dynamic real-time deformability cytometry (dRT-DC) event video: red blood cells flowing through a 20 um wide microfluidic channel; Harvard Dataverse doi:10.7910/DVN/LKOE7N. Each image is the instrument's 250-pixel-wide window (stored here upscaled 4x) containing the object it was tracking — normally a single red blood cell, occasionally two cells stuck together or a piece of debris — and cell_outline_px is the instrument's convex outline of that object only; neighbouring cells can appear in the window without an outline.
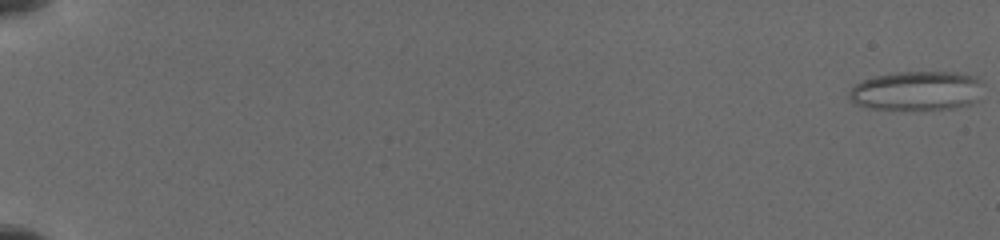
{"species": "common noctule bat (a hibernating species)", "species_latin": "Nyctalus noctula", "temperature_condition": "cold", "stored_images_in_passage": 31, "camera_frame_rate_fps": 3000, "um_per_image_px": 0.085, "animal": {"sex": "female", "body_mass_g": 19.5, "forearm_length_mm": 54.1}, "frame": {"image": 1, "passage_image": 1, "time_ms": 0.0, "image_size_px": [1000, 240], "cell_outline_px": [[980, 100], [972, 104], [956, 108], [872, 108], [856, 104], [848, 96], [848, 92], [856, 84], [864, 80], [876, 76], [900, 72], [956, 72], [976, 76], [980, 80]], "centroid_in_image_um": [77.98, 7.7], "position_along_channel_um": 7.0, "area_um2": 30.23}}
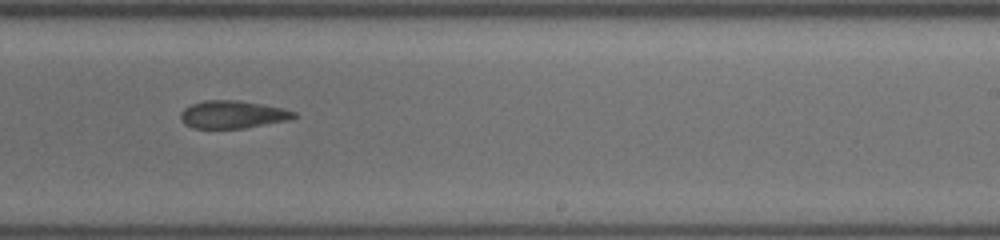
{"frame": {"image": 2, "passage_image": 23, "time_ms": 12.0, "image_size_px": [1000, 240], "cell_outline_px": [[296, 116], [288, 120], [244, 128], [192, 128], [184, 124], [180, 120], [180, 112], [184, 108], [192, 104], [204, 100], [236, 100], [284, 108], [296, 112]], "centroid_in_image_um": [19.73, 9.73], "position_along_channel_um": 269.3, "area_um2": 18.26}}
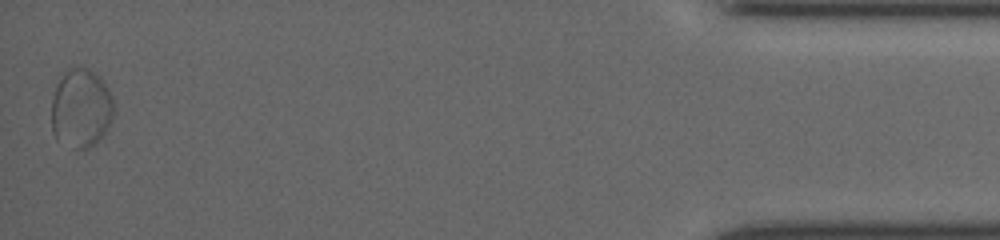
{"frame": {"image": 3, "passage_image": 31, "time_ms": 18.0, "image_size_px": [1000, 240], "cell_outline_px": [[112, 120], [104, 132], [88, 148], [76, 148], [56, 140], [52, 132], [52, 100], [56, 84], [60, 72], [68, 68], [88, 68], [100, 76], [104, 80], [112, 96]], "centroid_in_image_um": [6.85, 9.15], "position_along_channel_um": 428.3, "area_um2": 28.67}}